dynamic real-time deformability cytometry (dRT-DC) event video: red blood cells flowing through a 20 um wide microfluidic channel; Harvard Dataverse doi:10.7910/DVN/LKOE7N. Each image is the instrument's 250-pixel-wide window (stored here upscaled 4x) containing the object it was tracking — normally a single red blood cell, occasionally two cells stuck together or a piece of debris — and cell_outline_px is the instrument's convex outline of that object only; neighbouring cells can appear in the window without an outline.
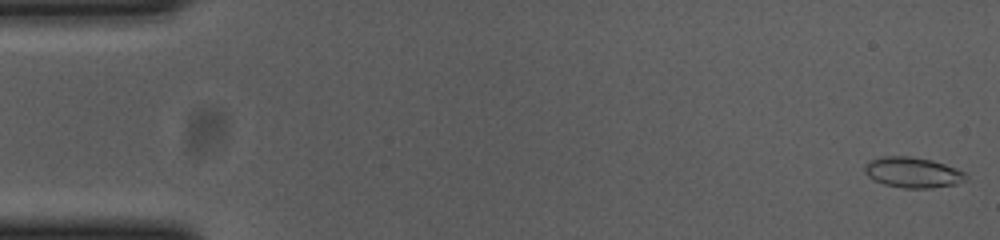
{"species": "common noctule bat (a hibernating species)", "species_latin": "Nyctalus noctula", "temperature_condition": "cold", "stored_images_in_passage": 55, "camera_frame_rate_fps": 3000, "um_per_image_px": 0.085, "animal": {"sex": "female", "body_mass_g": 23.0, "forearm_length_mm": 53.4}, "frame": {"image": 1, "passage_image": 1, "time_ms": 0.0, "image_size_px": [1000, 240], "cell_outline_px": [[968, 180], [956, 184], [932, 188], [904, 188], [884, 184], [868, 176], [864, 172], [864, 164], [868, 160], [880, 156], [908, 156], [932, 160], [956, 168], [964, 172], [968, 176]], "centroid_in_image_um": [77.58, 14.65], "position_along_channel_um": 7.4, "area_um2": 18.15}}
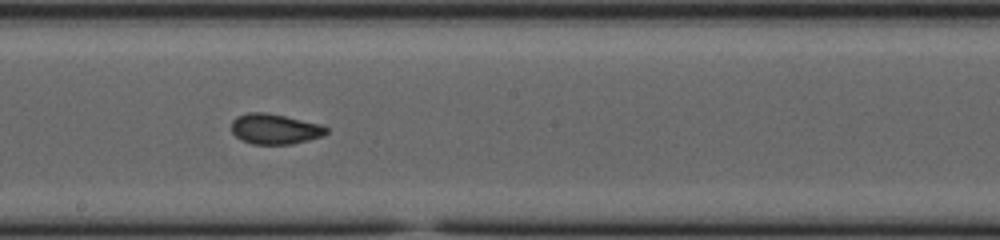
{"frame": {"image": 2, "passage_image": 30, "time_ms": 9.667, "image_size_px": [1000, 240], "cell_outline_px": [[328, 132], [320, 136], [308, 140], [292, 144], [252, 144], [240, 140], [232, 132], [232, 120], [236, 116], [248, 112], [264, 112], [284, 116], [320, 124], [328, 128]], "centroid_in_image_um": [23.32, 10.96], "position_along_channel_um": 224.9, "area_um2": 16.7}}
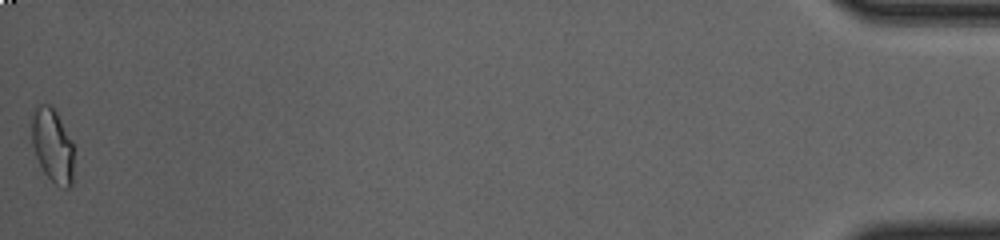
{"frame": {"image": 3, "passage_image": 55, "time_ms": 18.0, "image_size_px": [1000, 240], "cell_outline_px": [[72, 184], [68, 188], [60, 188], [44, 172], [36, 156], [32, 144], [32, 116], [36, 108], [40, 104], [52, 104], [72, 140]], "centroid_in_image_um": [4.46, 12.35], "position_along_channel_um": 430.7, "area_um2": 17.92}, "authors_computed_cell_mechanics": {"area_um2": 17.1088, "velocity_mm_per_s": 3.6852, "shape_relaxation_time_tau1_ms": null, "shape_relaxation_time_tau2_ms": 1.3133, "deformation_change_tau1": null, "deformation_change_tau2": 0.0635}}